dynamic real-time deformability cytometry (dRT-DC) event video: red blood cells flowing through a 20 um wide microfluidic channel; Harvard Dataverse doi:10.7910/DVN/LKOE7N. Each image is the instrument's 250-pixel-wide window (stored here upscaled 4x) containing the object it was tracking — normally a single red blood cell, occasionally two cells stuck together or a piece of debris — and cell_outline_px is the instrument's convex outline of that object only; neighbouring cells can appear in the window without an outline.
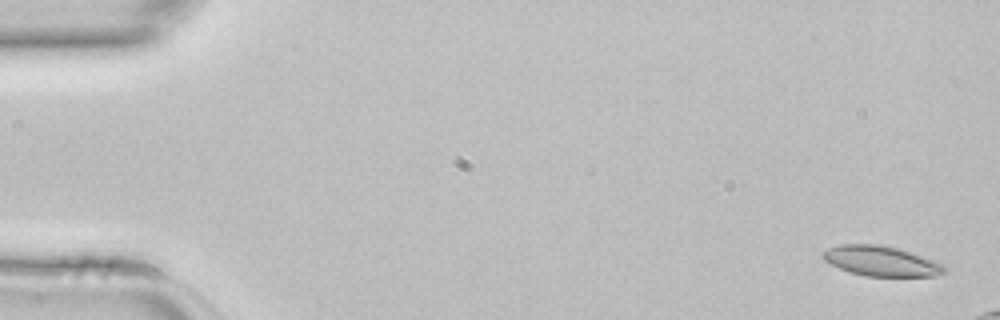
{"species": "common noctule bat (a hibernating species)", "species_latin": "Nyctalus noctula", "temperature_condition": "room temperature", "stored_images_in_passage": 9, "camera_frame_rate_fps": 3000, "um_per_image_px": 0.085, "animal": {"sex": "female", "body_mass_g": 22.7, "forearm_length_mm": 54.2}, "frame": {"image": 1, "passage_image": 2, "time_ms": 0.333, "image_size_px": [1000, 320], "cell_outline_px": [[948, 272], [936, 276], [864, 276], [848, 272], [824, 260], [820, 256], [820, 252], [828, 248], [840, 244], [880, 244], [912, 252], [944, 264], [948, 268]], "centroid_in_image_um": [74.91, 22.19], "position_along_channel_um": 10.1, "area_um2": 21.62}}